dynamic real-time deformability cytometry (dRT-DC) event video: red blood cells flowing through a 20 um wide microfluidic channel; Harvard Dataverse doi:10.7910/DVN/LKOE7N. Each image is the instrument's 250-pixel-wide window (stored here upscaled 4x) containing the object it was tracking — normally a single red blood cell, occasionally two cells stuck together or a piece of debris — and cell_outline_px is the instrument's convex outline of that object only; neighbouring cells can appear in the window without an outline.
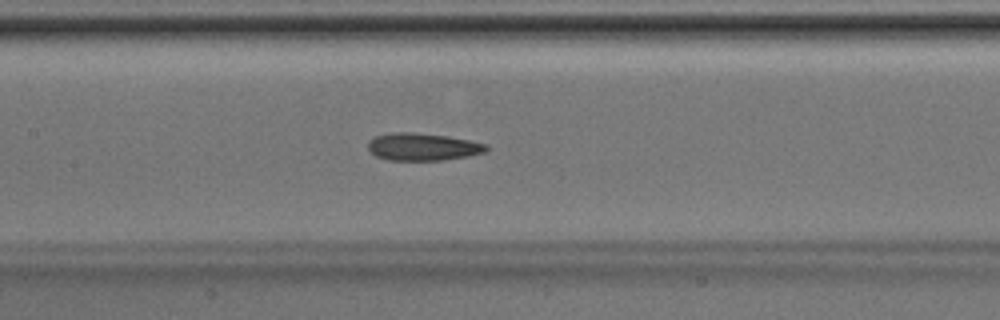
{"species": "Egyptian fruit bat (a non-hibernating species)", "species_latin": "Rousettus aegyptiacus", "temperature_condition": "room temperature", "stored_images_in_passage": 36, "camera_frame_rate_fps": 3000, "um_per_image_px": 0.085, "animal": {"sex": "male"}, "frame": {"image": 1, "passage_image": 16, "time_ms": 5.0, "image_size_px": [1000, 320], "cell_outline_px": [[488, 148], [484, 152], [468, 156], [444, 160], [388, 160], [376, 156], [368, 148], [368, 140], [376, 136], [392, 132], [412, 132], [448, 136], [468, 140], [484, 144]], "centroid_in_image_um": [35.89, 12.48], "position_along_channel_um": 171.5, "area_um2": 18.79}}